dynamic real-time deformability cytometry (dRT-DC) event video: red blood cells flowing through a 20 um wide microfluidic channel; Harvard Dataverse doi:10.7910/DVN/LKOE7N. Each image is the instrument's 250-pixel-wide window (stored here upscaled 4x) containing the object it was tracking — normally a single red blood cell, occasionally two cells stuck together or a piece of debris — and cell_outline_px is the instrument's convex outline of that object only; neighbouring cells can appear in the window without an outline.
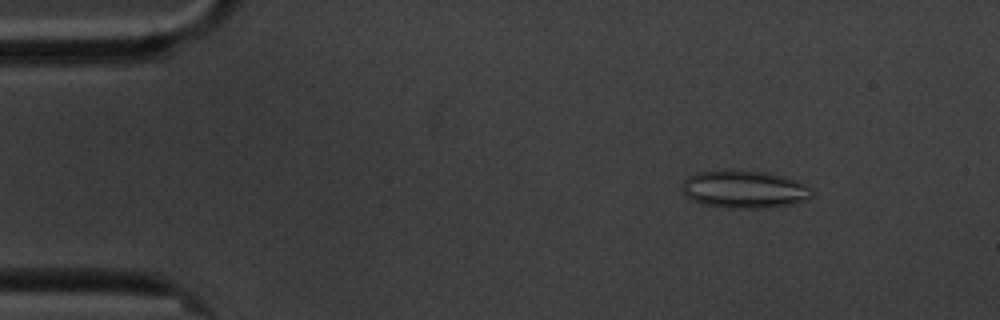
{"species": "common noctule bat (a hibernating species)", "species_latin": "Nyctalus noctula", "temperature_condition": "cold", "stored_images_in_passage": 58, "camera_frame_rate_fps": 3000, "um_per_image_px": 0.085, "animal": {"sex": "male", "body_mass_g": 20.1, "forearm_length_mm": 53.5}, "frame": {"image": 1, "passage_image": 7, "time_ms": 2.0, "image_size_px": [1000, 320], "cell_outline_px": [[812, 196], [808, 200], [792, 204], [768, 208], [728, 208], [704, 204], [692, 200], [684, 192], [684, 180], [688, 176], [696, 172], [768, 172], [784, 176], [796, 180], [812, 188]], "centroid_in_image_um": [63.35, 16.12], "position_along_channel_um": 21.7, "area_um2": 27.98}}
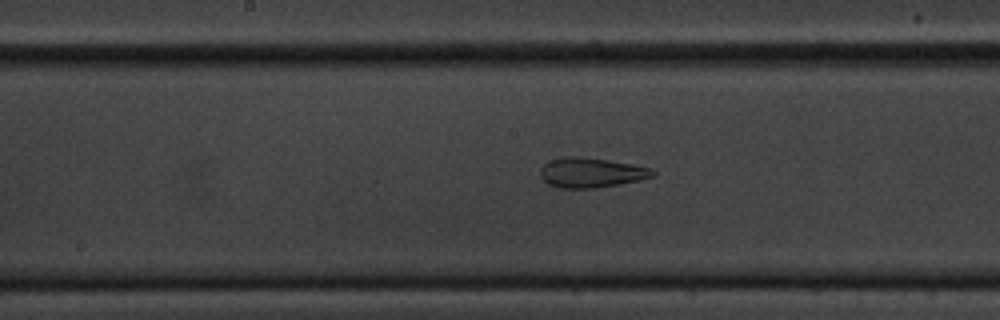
{"frame": {"image": 2, "passage_image": 29, "time_ms": 9.333, "image_size_px": [1000, 320], "cell_outline_px": [[656, 176], [620, 184], [596, 188], [560, 188], [548, 184], [540, 176], [540, 168], [548, 160], [564, 156], [580, 156], [608, 160], [632, 164], [652, 168], [656, 172]], "centroid_in_image_um": [50.24, 14.66], "position_along_channel_um": 198.0, "area_um2": 19.77}}
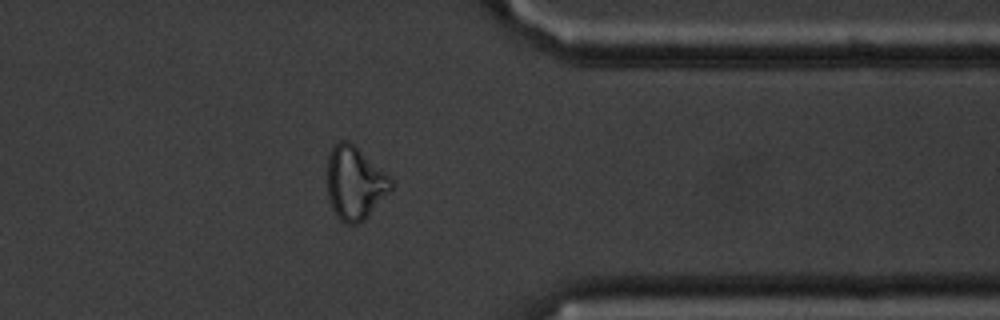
{"frame": {"image": 3, "passage_image": 46, "time_ms": 15.0, "image_size_px": [1000, 320], "cell_outline_px": [[392, 188], [368, 216], [364, 220], [356, 224], [344, 224], [336, 216], [332, 208], [328, 196], [328, 156], [332, 148], [340, 140], [348, 140], [384, 172], [392, 180]], "centroid_in_image_um": [30.13, 15.59], "position_along_channel_um": 381.3, "area_um2": 26.7}, "authors_computed_cell_mechanics": {"area_um2": 26.588, "velocity_mm_per_s": 3.4217, "shape_relaxation_time_tau1_ms": null, "shape_relaxation_time_tau2_ms": 2.1853, "deformation_change_tau1": null, "deformation_change_tau2": 0.0917}}